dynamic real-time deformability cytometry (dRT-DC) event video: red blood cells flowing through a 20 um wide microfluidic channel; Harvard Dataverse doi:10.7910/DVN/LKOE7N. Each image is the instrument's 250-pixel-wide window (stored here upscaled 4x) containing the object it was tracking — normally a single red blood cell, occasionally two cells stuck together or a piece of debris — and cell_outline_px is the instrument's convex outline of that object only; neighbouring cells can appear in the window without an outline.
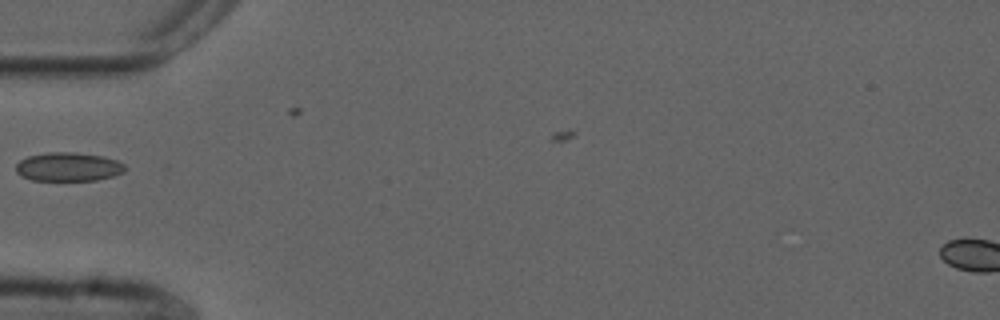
{"species": "common noctule bat (a hibernating species)", "species_latin": "Nyctalus noctula", "temperature_condition": "cold", "stored_images_in_passage": 25, "camera_frame_rate_fps": 3000, "um_per_image_px": 0.085, "animal": {"sex": "male", "forearm_length_mm": 52.5}, "frame": {"image": 1, "passage_image": 1, "time_ms": 0.0, "image_size_px": [1000, 320], "cell_outline_px": [[124, 172], [112, 176], [96, 180], [32, 180], [20, 176], [16, 172], [16, 164], [20, 160], [28, 156], [48, 152], [76, 152], [104, 156], [116, 160], [124, 164]], "centroid_in_image_um": [5.79, 14.17], "position_along_channel_um": 79.2, "area_um2": 18.32}}
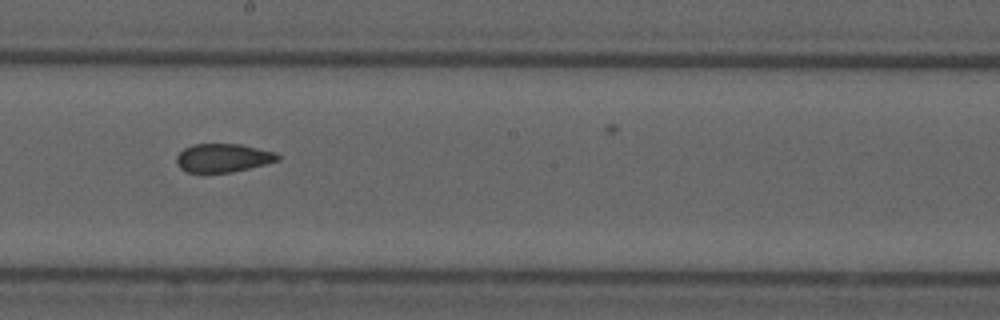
{"frame": {"image": 2, "passage_image": 13, "time_ms": 4.0, "image_size_px": [1000, 320], "cell_outline_px": [[280, 160], [232, 172], [188, 172], [180, 168], [176, 164], [176, 156], [184, 148], [192, 144], [240, 144], [276, 152], [280, 156]], "centroid_in_image_um": [18.95, 13.41], "position_along_channel_um": 229.3, "area_um2": 16.76}}
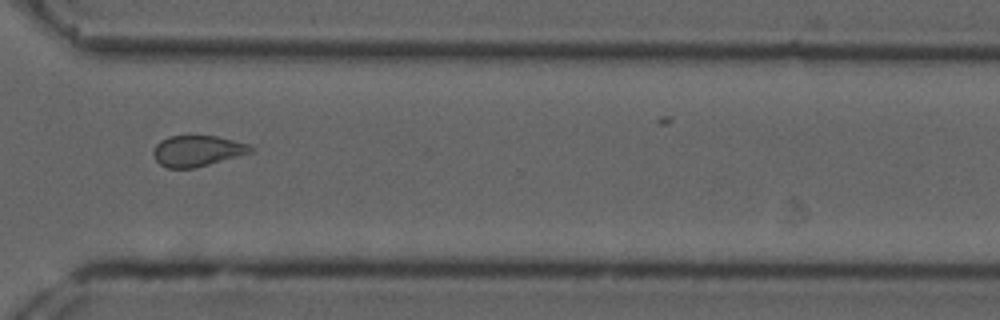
{"frame": {"image": 3, "passage_image": 23, "time_ms": 7.333, "image_size_px": [1000, 320], "cell_outline_px": [[256, 152], [192, 168], [168, 168], [160, 164], [156, 160], [152, 152], [156, 144], [160, 140], [168, 136], [216, 136], [248, 144], [256, 148]], "centroid_in_image_um": [16.8, 12.82], "position_along_channel_um": 353.8, "area_um2": 17.57}}